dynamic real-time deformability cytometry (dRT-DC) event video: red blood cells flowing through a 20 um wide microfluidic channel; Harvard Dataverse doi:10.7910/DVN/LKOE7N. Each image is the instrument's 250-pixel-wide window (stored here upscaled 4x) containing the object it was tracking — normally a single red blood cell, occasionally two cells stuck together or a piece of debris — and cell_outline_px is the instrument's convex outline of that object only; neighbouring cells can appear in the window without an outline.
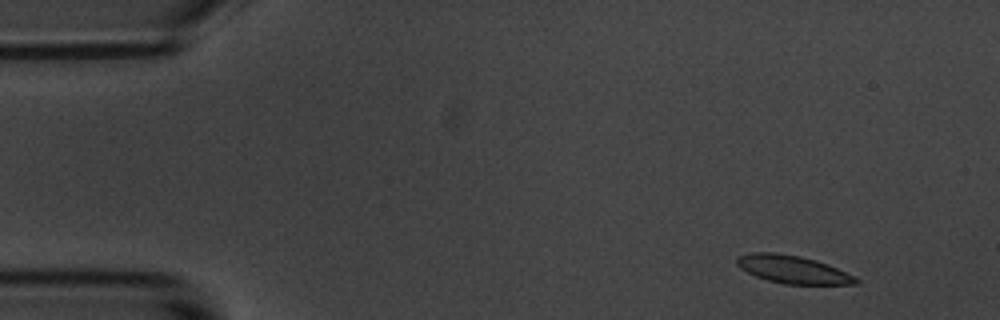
{"species": "common noctule bat (a hibernating species)", "species_latin": "Nyctalus noctula", "temperature_condition": "room temperature", "stored_images_in_passage": 15, "camera_frame_rate_fps": 3000, "um_per_image_px": 0.085, "animal": {"sex": "male", "body_mass_g": 20.1, "forearm_length_mm": 53.5}, "frame": {"image": 1, "passage_image": 1, "time_ms": 0.0, "image_size_px": [1000, 320], "cell_outline_px": [[860, 280], [856, 284], [784, 284], [768, 280], [756, 276], [740, 268], [736, 264], [736, 256], [752, 252], [776, 252], [800, 256], [816, 260], [856, 276]], "centroid_in_image_um": [67.37, 22.89], "position_along_channel_um": 17.6, "area_um2": 19.31}}
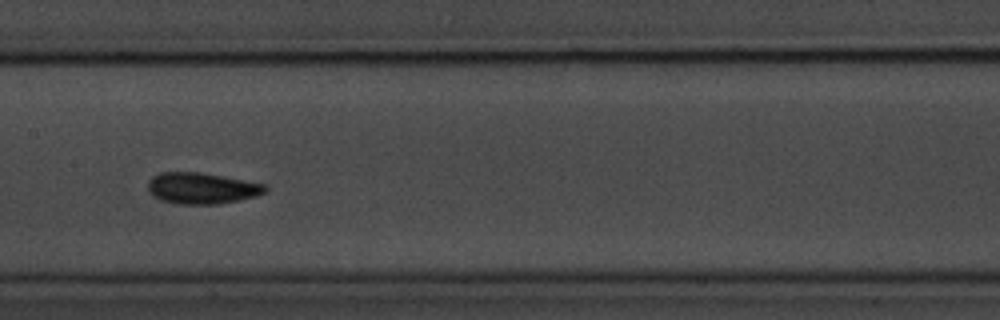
{"frame": {"image": 2, "passage_image": 7, "time_ms": 7.667, "image_size_px": [1000, 320], "cell_outline_px": [[268, 188], [264, 192], [256, 196], [220, 204], [176, 204], [160, 200], [152, 196], [148, 192], [148, 180], [152, 176], [160, 172], [200, 172], [244, 180], [264, 184]], "centroid_in_image_um": [17.09, 16.0], "position_along_channel_um": 190.3, "area_um2": 21.44}}
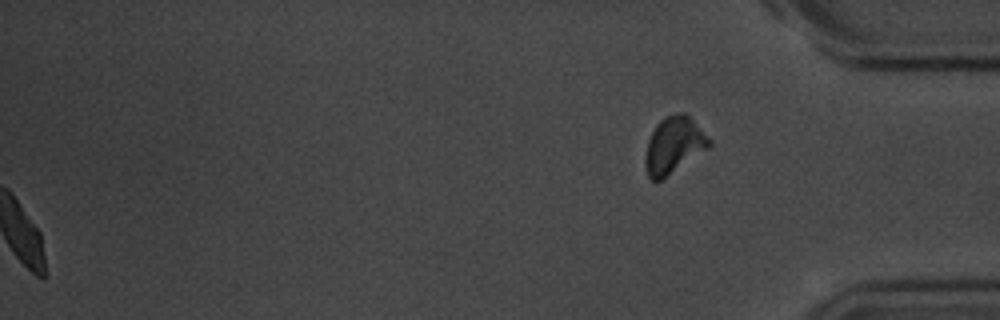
{"frame": {"image": 3, "passage_image": 15, "time_ms": 17.667, "image_size_px": [1000, 320], "cell_outline_px": [[712, 144], [708, 148], [660, 180], [652, 180], [648, 176], [644, 164], [644, 160], [648, 140], [656, 124], [664, 116], [680, 112], [684, 112], [712, 140]], "centroid_in_image_um": [57.26, 12.32], "position_along_channel_um": 377.9, "area_um2": 20.75}, "authors_computed_cell_mechanics": {"area_um2": 19.9988, "velocity_mm_per_s": 3.4738, "shape_relaxation_time_tau1_ms": 2.2175, "shape_relaxation_time_tau2_ms": 3.6214, "deformation_change_tau1": 0.1138, "deformation_change_tau2": 0.0684}}